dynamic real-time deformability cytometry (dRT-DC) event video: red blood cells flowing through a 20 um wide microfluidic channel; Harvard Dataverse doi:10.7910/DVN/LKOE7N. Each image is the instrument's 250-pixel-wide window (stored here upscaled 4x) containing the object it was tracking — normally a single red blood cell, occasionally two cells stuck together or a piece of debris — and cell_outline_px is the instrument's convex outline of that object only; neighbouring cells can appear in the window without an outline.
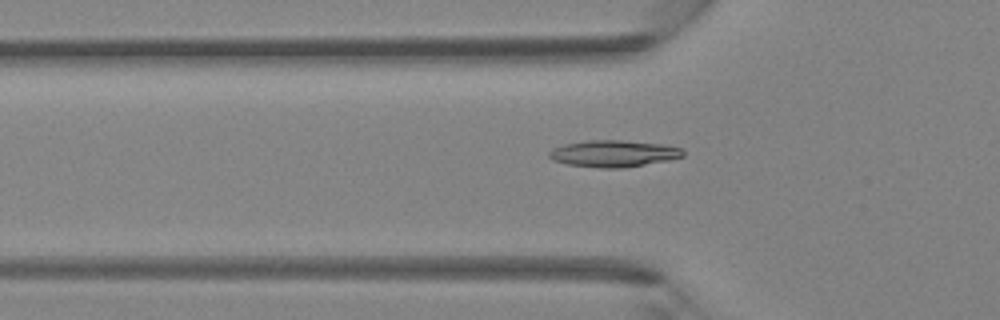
{"species": "Egyptian fruit bat (a non-hibernating species)", "species_latin": "Rousettus aegyptiacus", "temperature_condition": "room temperature", "stored_images_in_passage": 44, "camera_frame_rate_fps": 3000, "um_per_image_px": 0.085, "animal": {"sex": "female"}, "frame": {"image": 1, "passage_image": 15, "time_ms": 4.667, "image_size_px": [1000, 320], "cell_outline_px": [[684, 156], [668, 160], [624, 168], [600, 168], [568, 164], [552, 160], [548, 156], [548, 152], [552, 148], [564, 144], [588, 140], [620, 140], [664, 144], [680, 148], [684, 152]], "centroid_in_image_um": [52.13, 13.05], "position_along_channel_um": 73.7, "area_um2": 20.87}}
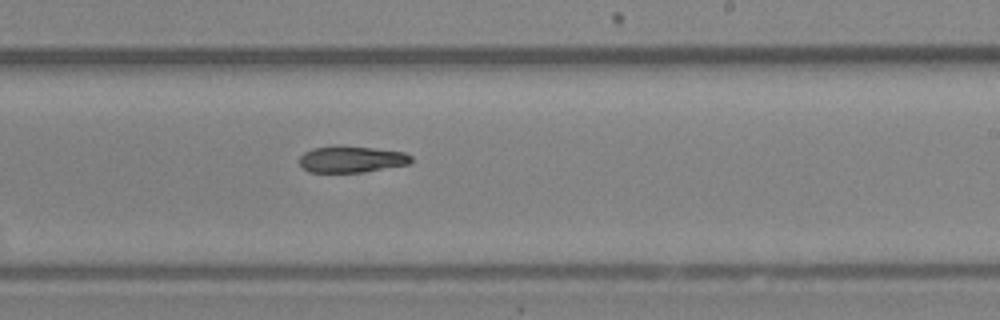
{"frame": {"image": 2, "passage_image": 27, "time_ms": 8.667, "image_size_px": [1000, 320], "cell_outline_px": [[412, 164], [364, 172], [308, 172], [300, 164], [300, 156], [304, 152], [312, 148], [372, 148], [404, 152], [412, 156]], "centroid_in_image_um": [29.94, 13.58], "position_along_channel_um": 259.1, "area_um2": 16.7}}
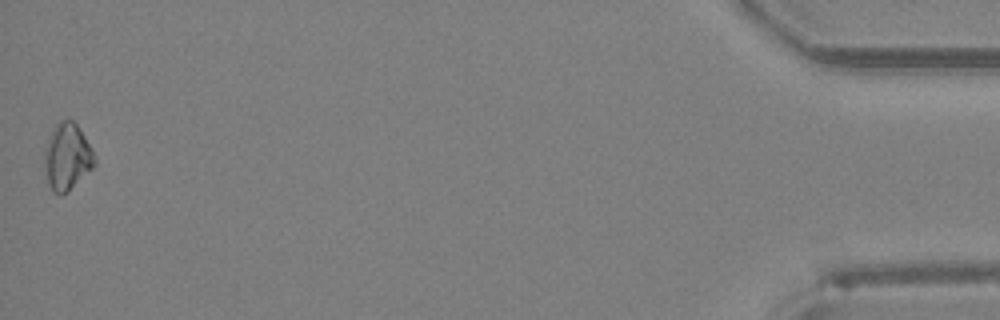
{"frame": {"image": 3, "passage_image": 44, "time_ms": 14.333, "image_size_px": [1000, 320], "cell_outline_px": [[96, 164], [92, 168], [60, 196], [52, 192], [48, 184], [44, 172], [44, 148], [52, 128], [60, 120], [72, 120], [76, 124], [92, 148], [96, 156]], "centroid_in_image_um": [5.67, 13.31], "position_along_channel_um": 429.5, "area_um2": 19.48}}